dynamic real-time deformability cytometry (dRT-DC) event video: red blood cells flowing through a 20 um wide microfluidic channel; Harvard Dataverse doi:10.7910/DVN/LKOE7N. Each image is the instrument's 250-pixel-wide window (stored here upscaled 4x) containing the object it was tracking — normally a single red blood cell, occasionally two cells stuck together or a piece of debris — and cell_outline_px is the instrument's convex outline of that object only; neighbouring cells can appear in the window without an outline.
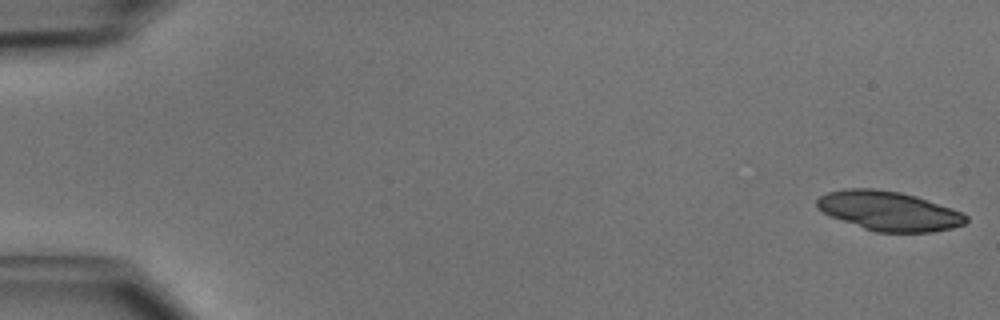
{"species": "common noctule bat (a hibernating species)", "species_latin": "Nyctalus noctula", "temperature_condition": "cold", "stored_images_in_passage": 36, "camera_frame_rate_fps": 3000, "um_per_image_px": 0.085, "animal": {"sex": "male", "body_mass_g": 15.6}, "frame": {"image": 1, "passage_image": 1, "time_ms": 0.0, "image_size_px": [1000, 320], "cell_outline_px": [[968, 220], [964, 224], [952, 228], [932, 232], [876, 232], [864, 228], [832, 216], [824, 212], [816, 204], [816, 200], [820, 196], [828, 192], [844, 188], [872, 188], [900, 192], [916, 196], [960, 212], [968, 216]], "centroid_in_image_um": [75.56, 17.92], "position_along_channel_um": 9.4, "area_um2": 33.76}}
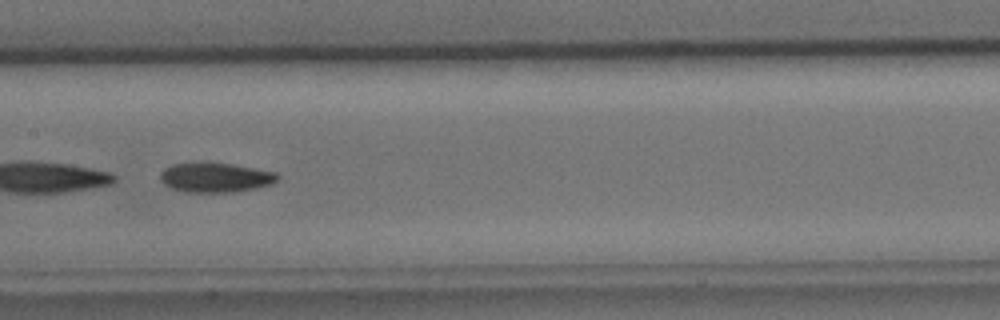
{"frame": {"image": 2, "passage_image": 26, "time_ms": 8.333, "image_size_px": [1000, 320], "cell_outline_px": [[280, 176], [272, 184], [256, 188], [232, 192], [188, 192], [172, 188], [164, 184], [160, 180], [160, 172], [164, 168], [172, 164], [200, 160], [204, 160], [232, 164], [276, 172]], "centroid_in_image_um": [18.27, 15.05], "position_along_channel_um": 189.1, "area_um2": 20.75}}